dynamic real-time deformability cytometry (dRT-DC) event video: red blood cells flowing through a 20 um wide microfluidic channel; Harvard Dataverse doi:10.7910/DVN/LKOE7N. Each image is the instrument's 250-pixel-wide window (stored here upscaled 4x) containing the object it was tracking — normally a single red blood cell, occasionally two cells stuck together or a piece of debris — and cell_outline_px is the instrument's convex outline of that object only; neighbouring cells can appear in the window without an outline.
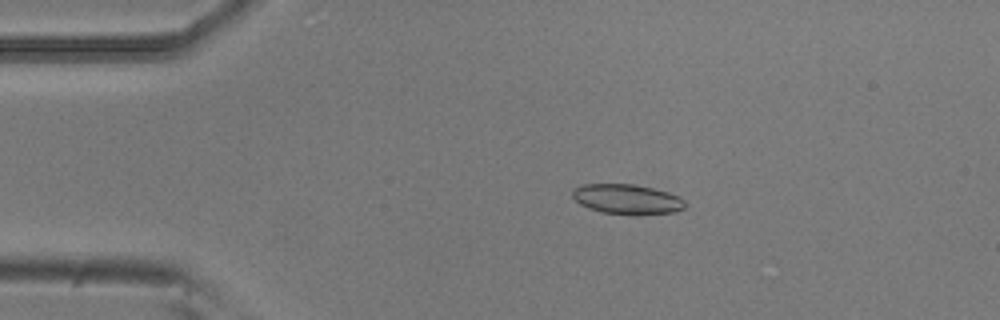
{"species": "common noctule bat (a hibernating species)", "species_latin": "Nyctalus noctula", "temperature_condition": "room temperature", "stored_images_in_passage": 25, "camera_frame_rate_fps": 3000, "um_per_image_px": 0.085, "animal": {"sex": "male", "body_mass_g": 20.5, "forearm_length_mm": 52.5}, "frame": {"image": 1, "passage_image": 11, "time_ms": 3.333, "image_size_px": [1000, 320], "cell_outline_px": [[684, 208], [676, 212], [600, 212], [588, 208], [580, 204], [572, 196], [572, 188], [580, 184], [636, 184], [668, 192], [680, 196], [684, 200]], "centroid_in_image_um": [53.24, 16.87], "position_along_channel_um": 31.8, "area_um2": 19.02}}
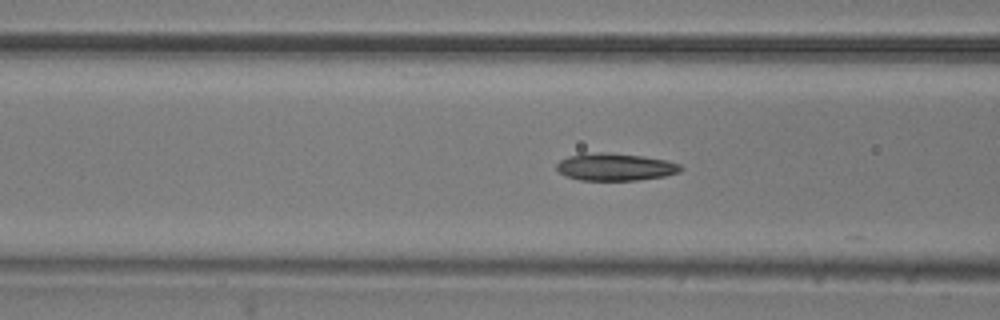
{"frame": {"image": 2, "passage_image": 21, "time_ms": 6.667, "image_size_px": [1000, 320], "cell_outline_px": [[684, 168], [680, 172], [664, 176], [636, 180], [580, 180], [564, 176], [556, 168], [556, 164], [560, 160], [568, 156], [596, 152], [608, 152], [644, 156], [664, 160], [680, 164]], "centroid_in_image_um": [52.29, 14.19], "position_along_channel_um": 114.3, "area_um2": 19.83}}
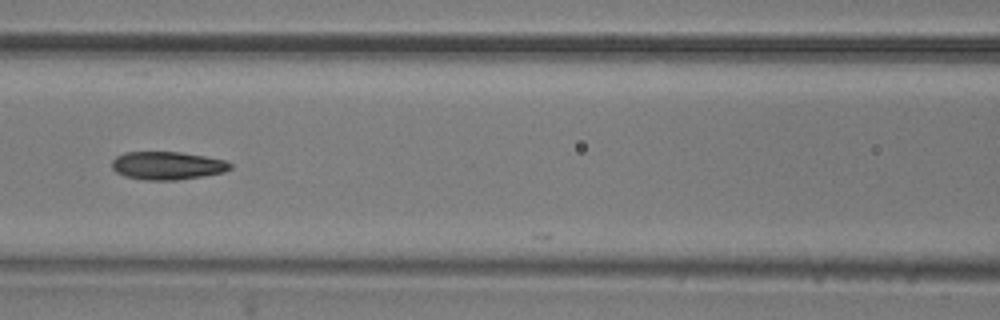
{"frame": {"image": 3, "passage_image": 24, "time_ms": 7.667, "image_size_px": [1000, 320], "cell_outline_px": [[232, 168], [224, 172], [204, 176], [176, 180], [144, 180], [124, 176], [116, 172], [112, 168], [112, 160], [116, 156], [124, 152], [180, 152], [204, 156], [224, 160], [232, 164]], "centroid_in_image_um": [14.21, 14.08], "position_along_channel_um": 152.4, "area_um2": 19.42}}